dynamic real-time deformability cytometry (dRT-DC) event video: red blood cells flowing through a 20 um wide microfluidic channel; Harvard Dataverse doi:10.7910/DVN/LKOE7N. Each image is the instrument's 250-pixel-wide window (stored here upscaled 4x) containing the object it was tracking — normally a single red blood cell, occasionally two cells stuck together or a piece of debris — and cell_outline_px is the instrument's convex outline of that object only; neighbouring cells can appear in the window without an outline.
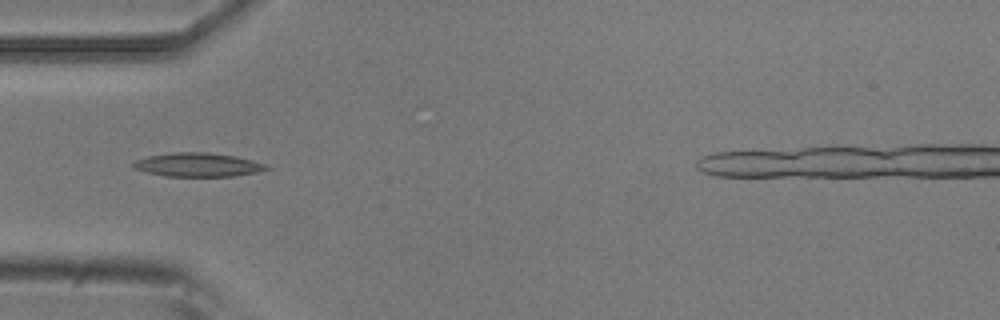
{"species": "common noctule bat (a hibernating species)", "species_latin": "Nyctalus noctula", "temperature_condition": "room temperature", "stored_images_in_passage": 7, "camera_frame_rate_fps": 3000, "um_per_image_px": 0.085, "animal": {"sex": "male", "body_mass_g": 20.5, "forearm_length_mm": 52.5}, "frame": {"image": 1, "passage_image": 7, "time_ms": 2.0, "image_size_px": [1000, 320], "cell_outline_px": [[272, 168], [256, 172], [232, 176], [164, 176], [132, 168], [132, 160], [148, 156], [172, 152], [208, 152], [236, 156], [252, 160], [264, 164]], "centroid_in_image_um": [16.77, 13.99], "position_along_channel_um": 68.2, "area_um2": 18.5}}